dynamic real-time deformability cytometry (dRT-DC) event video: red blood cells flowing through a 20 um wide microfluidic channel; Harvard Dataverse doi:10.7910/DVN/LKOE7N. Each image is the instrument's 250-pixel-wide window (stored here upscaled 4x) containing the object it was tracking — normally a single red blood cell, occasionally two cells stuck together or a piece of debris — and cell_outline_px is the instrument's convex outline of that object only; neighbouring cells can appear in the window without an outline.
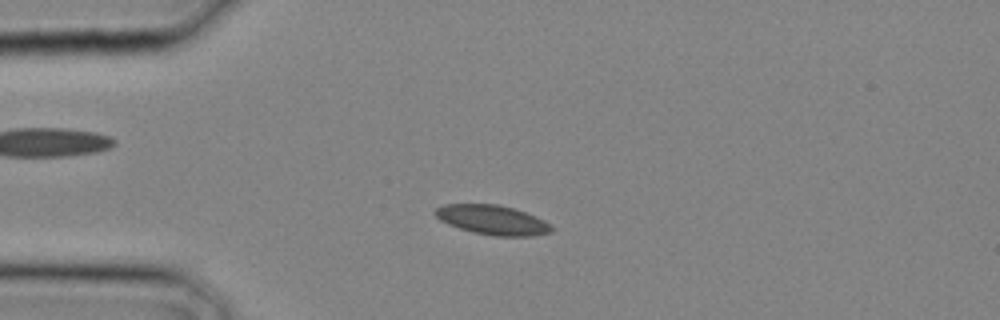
{"species": "common noctule bat (a hibernating species)", "species_latin": "Nyctalus noctula", "temperature_condition": "cold", "stored_images_in_passage": 21, "camera_frame_rate_fps": 3000, "um_per_image_px": 0.085, "animal": {"sex": "male", "body_mass_g": 20.4}, "frame": {"image": 1, "passage_image": 6, "time_ms": 1.667, "image_size_px": [1000, 320], "cell_outline_px": [[556, 228], [552, 232], [532, 236], [496, 236], [472, 232], [448, 224], [440, 220], [432, 212], [436, 208], [444, 204], [500, 204], [536, 216], [544, 220]], "centroid_in_image_um": [41.87, 18.69], "position_along_channel_um": 43.1, "area_um2": 20.11}}
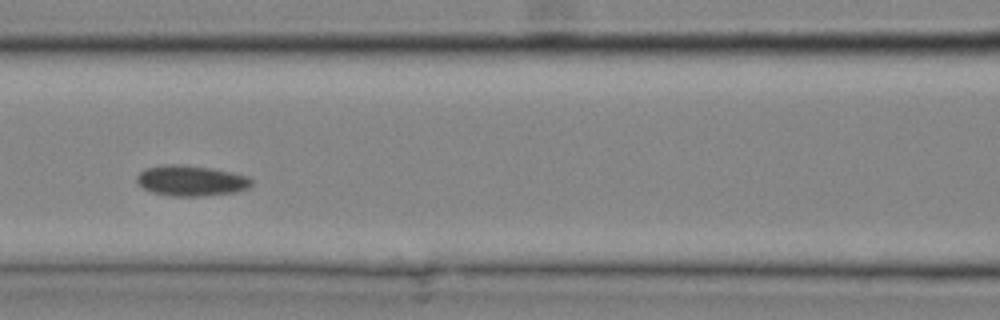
{"frame": {"image": 2, "passage_image": 12, "time_ms": 3.667, "image_size_px": [1000, 320], "cell_outline_px": [[252, 184], [248, 188], [236, 192], [200, 196], [172, 196], [152, 192], [144, 188], [136, 180], [136, 176], [144, 168], [164, 164], [184, 164], [212, 168], [232, 172], [248, 176], [252, 180]], "centroid_in_image_um": [16.24, 15.34], "position_along_channel_um": 150.4, "area_um2": 20.58}}
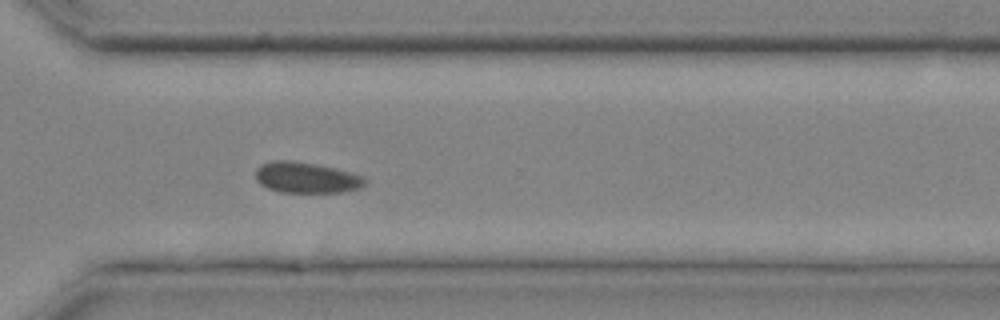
{"frame": {"image": 3, "passage_image": 21, "time_ms": 6.667, "image_size_px": [1000, 320], "cell_outline_px": [[368, 180], [360, 188], [344, 192], [280, 192], [268, 188], [260, 184], [256, 180], [256, 168], [260, 164], [272, 160], [292, 160], [316, 164], [336, 168], [364, 176]], "centroid_in_image_um": [26.04, 15.09], "position_along_channel_um": 344.6, "area_um2": 19.88}}